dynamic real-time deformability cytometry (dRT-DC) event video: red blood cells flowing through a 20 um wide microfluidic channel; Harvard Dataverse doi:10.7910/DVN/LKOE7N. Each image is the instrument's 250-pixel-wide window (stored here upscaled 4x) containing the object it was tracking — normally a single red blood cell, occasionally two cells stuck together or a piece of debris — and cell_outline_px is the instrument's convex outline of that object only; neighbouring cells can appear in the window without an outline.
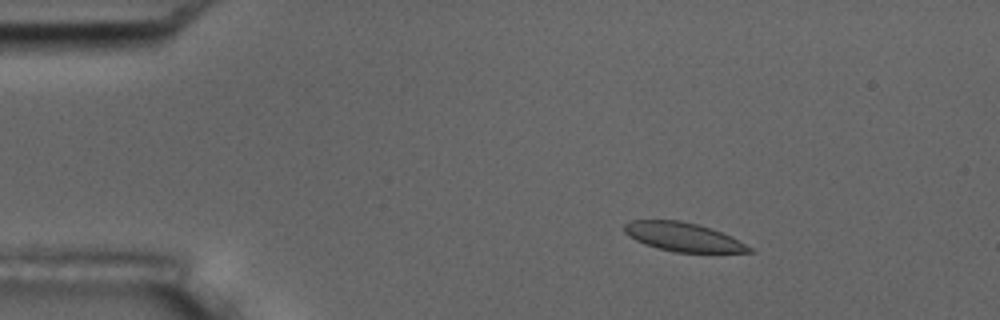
{"species": "common noctule bat (a hibernating species)", "species_latin": "Nyctalus noctula", "temperature_condition": "room temperature", "stored_images_in_passage": 3, "camera_frame_rate_fps": 3000, "um_per_image_px": 0.085, "animal": {"sex": "male", "body_mass_g": 17.5, "forearm_length_mm": 52.3}, "frame": {"image": 1, "passage_image": 1, "time_ms": 0.0, "image_size_px": [1000, 320], "cell_outline_px": [[756, 252], [676, 252], [644, 244], [636, 240], [624, 232], [624, 224], [632, 220], [680, 220], [696, 224], [720, 232], [752, 248]], "centroid_in_image_um": [58.01, 20.13], "position_along_channel_um": 27.0, "area_um2": 20.4}}